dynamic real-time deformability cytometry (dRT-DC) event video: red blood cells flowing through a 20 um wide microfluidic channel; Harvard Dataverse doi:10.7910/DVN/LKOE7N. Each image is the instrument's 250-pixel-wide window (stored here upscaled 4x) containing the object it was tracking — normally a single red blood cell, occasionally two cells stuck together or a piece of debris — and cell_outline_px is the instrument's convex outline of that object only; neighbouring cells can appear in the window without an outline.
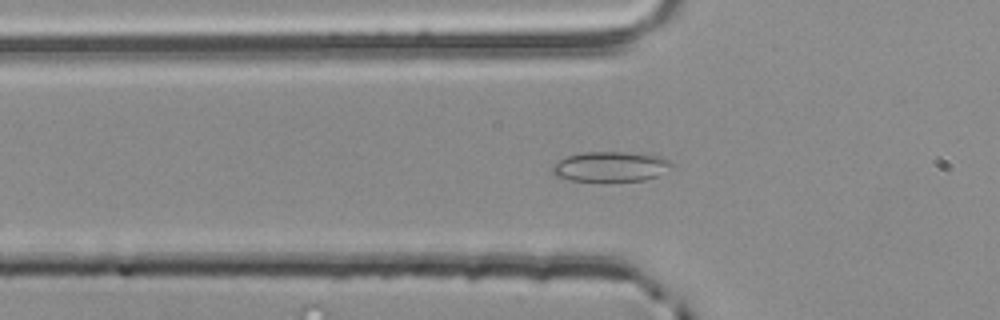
{"species": "common noctule bat (a hibernating species)", "species_latin": "Nyctalus noctula", "temperature_condition": "room temperature", "stored_images_in_passage": 54, "camera_frame_rate_fps": 3000, "um_per_image_px": 0.085, "animal": {"sex": "male", "body_mass_g": 20.4}, "frame": {"image": 1, "passage_image": 18, "time_ms": 5.667, "image_size_px": [1000, 320], "cell_outline_px": [[672, 164], [656, 176], [644, 180], [572, 180], [556, 176], [552, 172], [552, 168], [560, 160], [568, 156], [584, 152], [628, 152], [660, 156], [668, 160]], "centroid_in_image_um": [51.87, 14.14], "position_along_channel_um": 73.9, "area_um2": 20.17}}
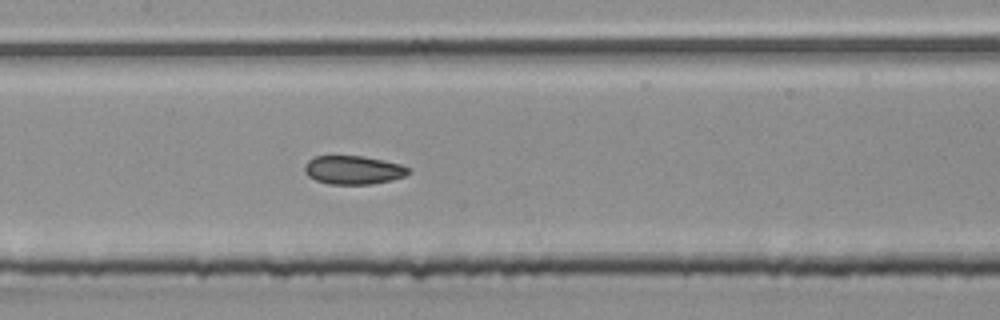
{"frame": {"image": 2, "passage_image": 26, "time_ms": 8.333, "image_size_px": [1000, 320], "cell_outline_px": [[412, 172], [404, 176], [392, 180], [372, 184], [328, 184], [316, 180], [308, 176], [304, 172], [304, 164], [308, 160], [316, 156], [364, 156], [384, 160], [400, 164], [412, 168]], "centroid_in_image_um": [30.05, 14.45], "position_along_channel_um": 177.3, "area_um2": 17.51}}
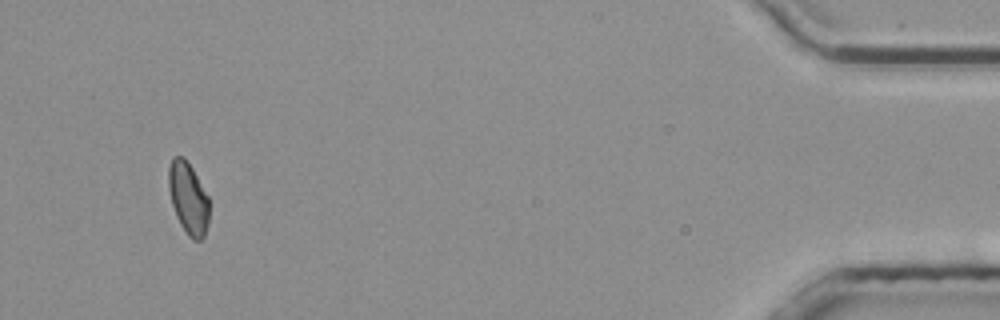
{"frame": {"image": 3, "passage_image": 51, "time_ms": 16.667, "image_size_px": [1000, 320], "cell_outline_px": [[208, 224], [204, 236], [200, 240], [192, 240], [188, 236], [180, 224], [176, 216], [172, 204], [168, 188], [168, 164], [172, 156], [184, 156], [192, 168], [208, 196]], "centroid_in_image_um": [15.98, 16.82], "position_along_channel_um": 419.2, "area_um2": 17.11}, "authors_computed_cell_mechanics": {"area_um2": 17.629, "velocity_mm_per_s": 3.8552, "shape_relaxation_time_tau1_ms": null, "shape_relaxation_time_tau2_ms": 2.4276, "deformation_change_tau1": null, "deformation_change_tau2": 0.0775}}